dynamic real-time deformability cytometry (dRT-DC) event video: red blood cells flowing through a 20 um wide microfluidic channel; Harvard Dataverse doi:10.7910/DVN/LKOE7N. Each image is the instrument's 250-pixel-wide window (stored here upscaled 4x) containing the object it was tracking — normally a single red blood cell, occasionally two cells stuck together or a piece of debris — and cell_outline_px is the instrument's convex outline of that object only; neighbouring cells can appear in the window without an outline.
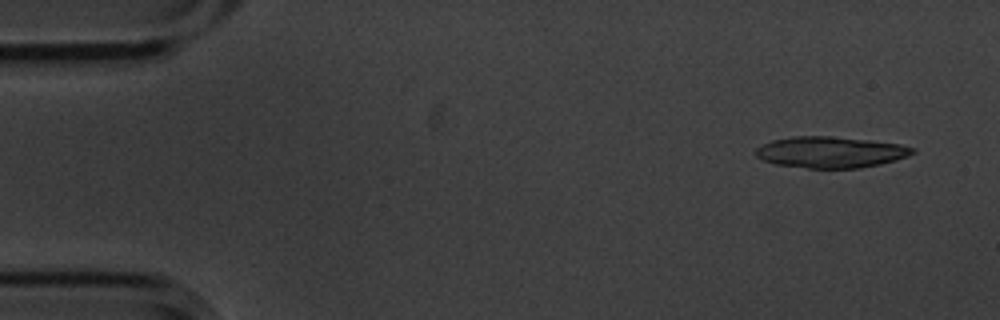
{"species": "common noctule bat (a hibernating species)", "species_latin": "Nyctalus noctula", "temperature_condition": "cold", "stored_images_in_passage": 6, "camera_frame_rate_fps": 3000, "um_per_image_px": 0.085, "animal": {"sex": "male", "body_mass_g": 20.1, "forearm_length_mm": 53.5}, "frame": {"image": 1, "passage_image": 1, "time_ms": 0.0, "image_size_px": [1000, 320], "cell_outline_px": [[916, 152], [908, 156], [896, 160], [880, 164], [860, 168], [808, 168], [776, 164], [764, 160], [756, 156], [756, 148], [772, 140], [792, 136], [832, 136], [868, 140], [900, 144], [916, 148]], "centroid_in_image_um": [70.63, 12.93], "position_along_channel_um": 14.4, "area_um2": 28.5}}
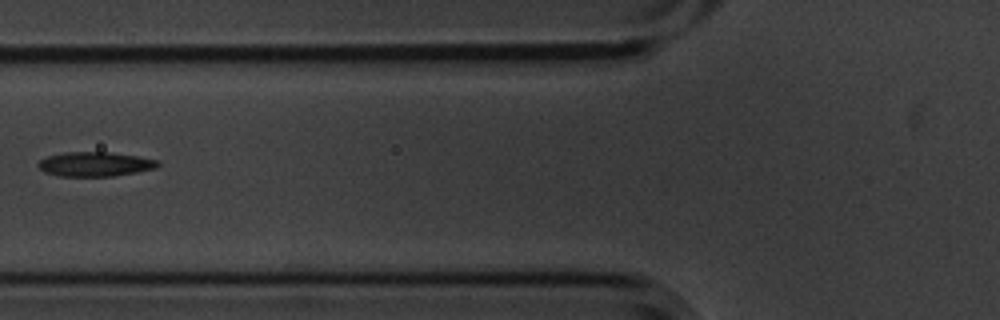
{"frame": {"image": 2, "passage_image": 6, "time_ms": 1.667, "image_size_px": [1000, 320], "cell_outline_px": [[160, 164], [156, 168], [116, 176], [60, 176], [44, 172], [36, 164], [40, 160], [48, 156], [64, 152], [112, 152], [160, 160]], "centroid_in_image_um": [8.09, 13.95], "position_along_channel_um": 117.7, "area_um2": 17.11}}